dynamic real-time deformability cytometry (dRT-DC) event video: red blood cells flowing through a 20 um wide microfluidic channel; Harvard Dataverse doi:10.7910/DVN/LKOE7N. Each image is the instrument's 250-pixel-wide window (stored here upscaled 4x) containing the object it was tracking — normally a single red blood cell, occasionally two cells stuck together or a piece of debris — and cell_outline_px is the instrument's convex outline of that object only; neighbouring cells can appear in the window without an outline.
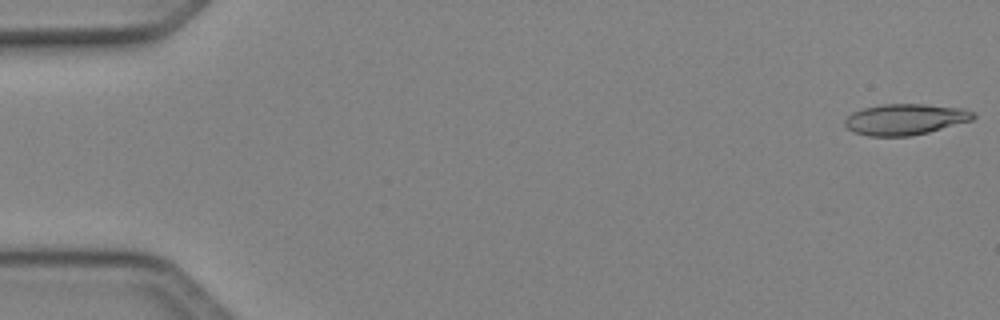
{"species": "Egyptian fruit bat (a non-hibernating species)", "species_latin": "Rousettus aegyptiacus", "temperature_condition": "cold", "stored_images_in_passage": 13, "camera_frame_rate_fps": 3000, "um_per_image_px": 0.085, "animal": {"sex": "female"}, "frame": {"image": 1, "passage_image": 1, "time_ms": 0.0, "image_size_px": [1000, 320], "cell_outline_px": [[976, 116], [972, 120], [928, 132], [908, 136], [868, 136], [852, 132], [844, 124], [844, 120], [852, 112], [864, 108], [884, 104], [924, 104], [964, 108], [972, 112]], "centroid_in_image_um": [76.92, 10.14], "position_along_channel_um": 8.1, "area_um2": 23.12}}
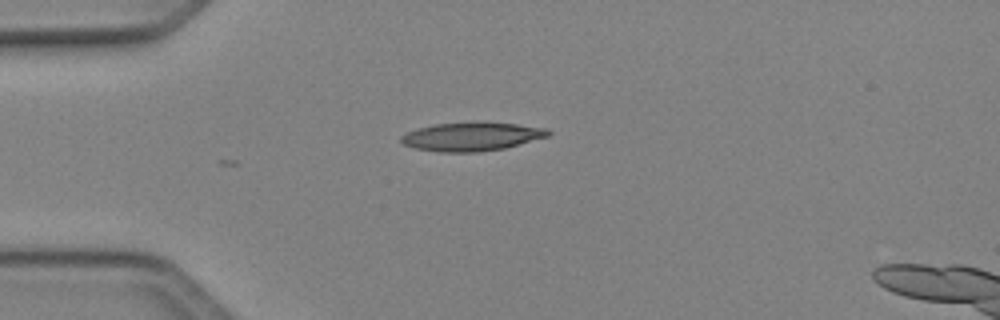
{"frame": {"image": 2, "passage_image": 13, "time_ms": 4.0, "image_size_px": [1000, 320], "cell_outline_px": [[552, 132], [548, 136], [504, 148], [480, 152], [440, 152], [416, 148], [404, 144], [400, 140], [400, 136], [416, 128], [432, 124], [476, 120], [484, 120], [548, 128]], "centroid_in_image_um": [40.09, 11.57], "position_along_channel_um": 44.9, "area_um2": 25.09}}